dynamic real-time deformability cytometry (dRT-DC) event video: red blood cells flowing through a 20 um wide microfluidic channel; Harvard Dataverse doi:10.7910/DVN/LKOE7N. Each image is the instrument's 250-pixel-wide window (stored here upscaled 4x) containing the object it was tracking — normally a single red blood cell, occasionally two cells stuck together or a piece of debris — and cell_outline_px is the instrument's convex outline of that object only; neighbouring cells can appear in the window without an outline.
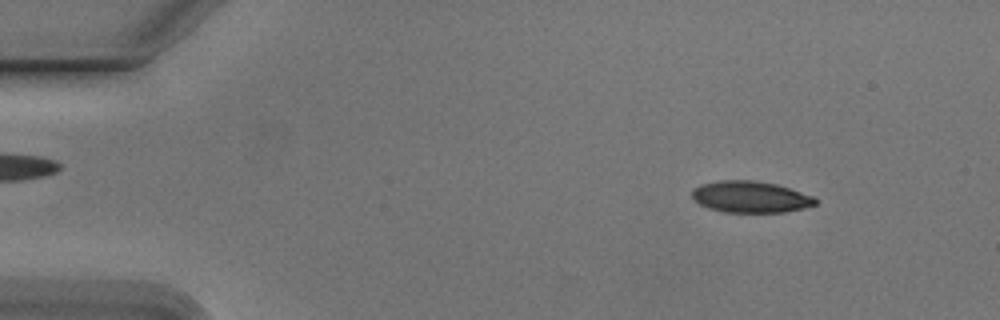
{"species": "Egyptian fruit bat (a non-hibernating species)", "species_latin": "Rousettus aegyptiacus", "temperature_condition": "cold", "stored_images_in_passage": 53, "camera_frame_rate_fps": 3000, "um_per_image_px": 0.085, "animal": {"sex": "male"}, "frame": {"image": 1, "passage_image": 6, "time_ms": 1.667, "image_size_px": [1000, 320], "cell_outline_px": [[816, 204], [804, 208], [784, 212], [724, 212], [708, 208], [692, 200], [692, 188], [700, 184], [720, 180], [752, 180], [776, 184], [812, 196], [816, 200]], "centroid_in_image_um": [63.73, 16.73], "position_along_channel_um": 21.3, "area_um2": 22.6}}
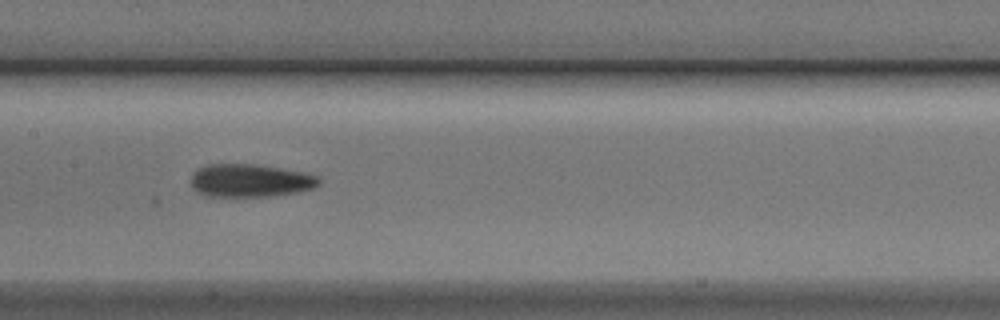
{"frame": {"image": 2, "passage_image": 26, "time_ms": 8.333, "image_size_px": [1000, 320], "cell_outline_px": [[320, 184], [312, 188], [296, 192], [272, 196], [208, 196], [196, 192], [192, 188], [192, 172], [208, 164], [256, 164], [304, 172], [320, 176]], "centroid_in_image_um": [21.27, 15.34], "position_along_channel_um": 186.1, "area_um2": 24.62}}
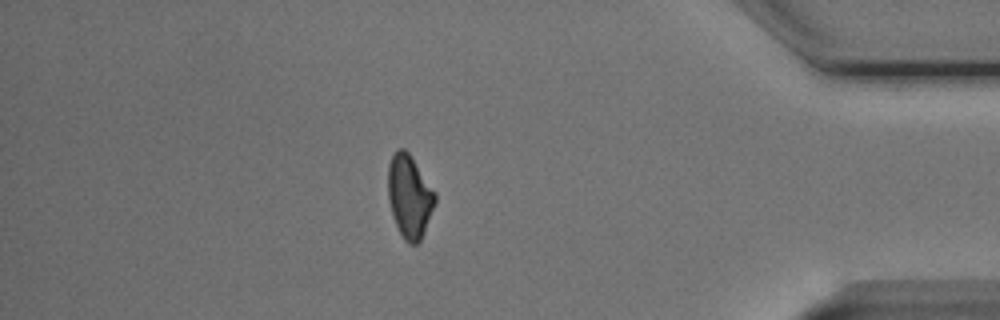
{"frame": {"image": 3, "passage_image": 46, "time_ms": 15.0, "image_size_px": [1000, 320], "cell_outline_px": [[436, 200], [424, 232], [420, 240], [416, 244], [408, 244], [404, 240], [396, 224], [392, 212], [388, 196], [388, 164], [396, 148], [404, 148], [408, 152], [436, 192]], "centroid_in_image_um": [34.8, 16.67], "position_along_channel_um": 400.4, "area_um2": 22.54}, "authors_computed_cell_mechanics": {"area_um2": 23.3512, "velocity_mm_per_s": 3.7877, "shape_relaxation_time_tau1_ms": 4.0728, "shape_relaxation_time_tau2_ms": 5.4687, "deformation_change_tau1": 0.1346, "deformation_change_tau2": 0.13}}